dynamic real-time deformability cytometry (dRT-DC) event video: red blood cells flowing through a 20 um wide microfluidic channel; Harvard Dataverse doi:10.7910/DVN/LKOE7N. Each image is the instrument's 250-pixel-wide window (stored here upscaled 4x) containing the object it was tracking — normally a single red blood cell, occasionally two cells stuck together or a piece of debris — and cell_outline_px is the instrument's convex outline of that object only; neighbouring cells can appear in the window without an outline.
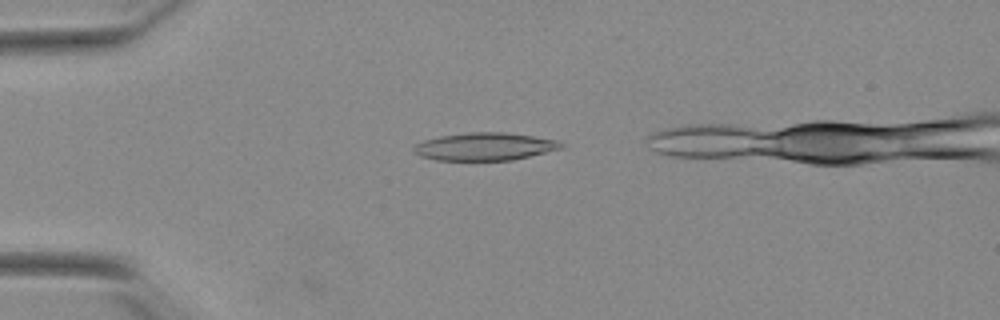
{"species": "Egyptian fruit bat (a non-hibernating species)", "species_latin": "Rousettus aegyptiacus", "temperature_condition": "warm", "stored_images_in_passage": 8, "camera_frame_rate_fps": 3000, "um_per_image_px": 0.085, "animal": {"sex": "female"}, "frame": {"image": 1, "passage_image": 6, "time_ms": 1.667, "image_size_px": [1000, 320], "cell_outline_px": [[564, 148], [512, 160], [436, 160], [420, 156], [412, 152], [412, 148], [416, 144], [424, 140], [440, 136], [468, 132], [504, 132], [532, 136], [556, 140], [564, 144]], "centroid_in_image_um": [41.18, 12.46], "position_along_channel_um": 43.8, "area_um2": 23.81}}